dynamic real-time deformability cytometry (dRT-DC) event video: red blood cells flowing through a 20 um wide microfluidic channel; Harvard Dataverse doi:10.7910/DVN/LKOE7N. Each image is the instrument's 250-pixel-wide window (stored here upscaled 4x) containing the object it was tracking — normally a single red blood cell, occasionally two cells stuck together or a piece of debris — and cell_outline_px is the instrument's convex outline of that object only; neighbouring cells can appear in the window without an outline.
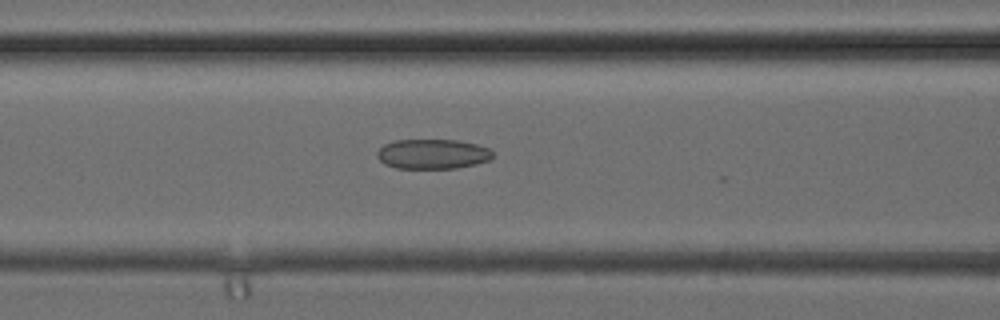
{"species": "common noctule bat (a hibernating species)", "species_latin": "Nyctalus noctula", "temperature_condition": "cold", "stored_images_in_passage": 23, "camera_frame_rate_fps": 3000, "um_per_image_px": 0.085, "animal": {"sex": "female", "body_mass_g": 24.6, "forearm_length_mm": 56.2}, "frame": {"image": 1, "passage_image": 9, "time_ms": 2.667, "image_size_px": [1000, 320], "cell_outline_px": [[492, 156], [488, 160], [476, 164], [456, 168], [396, 168], [384, 164], [376, 156], [376, 152], [384, 144], [396, 140], [456, 140], [476, 144], [488, 148], [492, 152]], "centroid_in_image_um": [36.73, 13.09], "position_along_channel_um": 129.9, "area_um2": 20.0}}
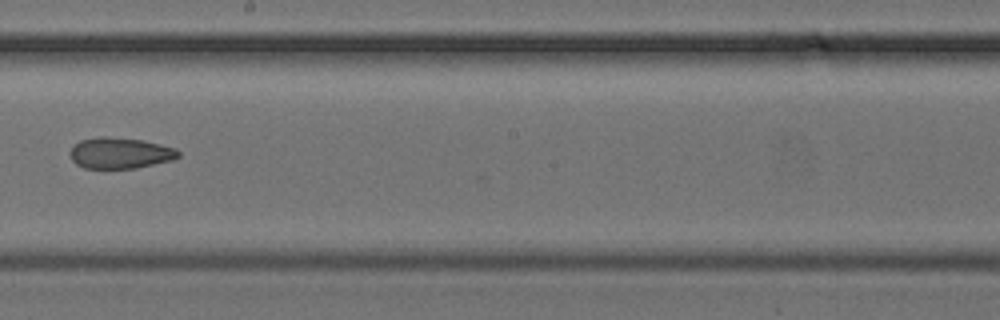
{"frame": {"image": 2, "passage_image": 15, "time_ms": 4.667, "image_size_px": [1000, 320], "cell_outline_px": [[180, 156], [172, 160], [136, 168], [84, 168], [76, 164], [72, 160], [68, 152], [72, 144], [80, 140], [100, 136], [108, 136], [144, 140], [176, 148], [180, 152]], "centroid_in_image_um": [10.17, 12.99], "position_along_channel_um": 238.0, "area_um2": 19.88}}
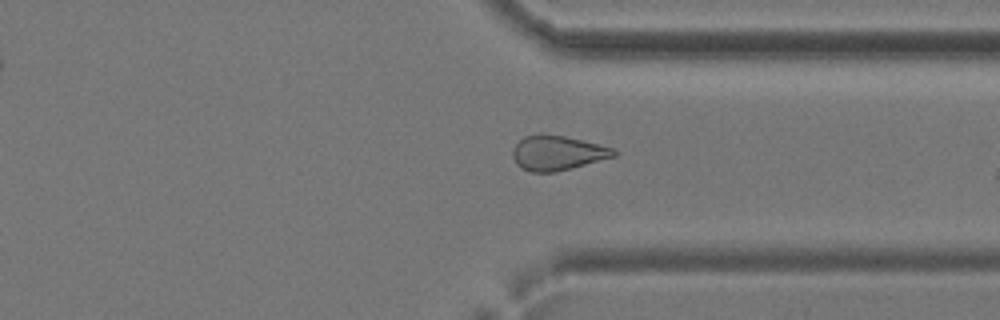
{"frame": {"image": 3, "passage_image": 22, "time_ms": 7.0, "image_size_px": [1000, 320], "cell_outline_px": [[616, 156], [572, 168], [556, 172], [532, 172], [516, 164], [512, 156], [512, 148], [524, 136], [540, 132], [564, 136], [616, 148]], "centroid_in_image_um": [47.37, 12.98], "position_along_channel_um": 364.0, "area_um2": 20.63}}